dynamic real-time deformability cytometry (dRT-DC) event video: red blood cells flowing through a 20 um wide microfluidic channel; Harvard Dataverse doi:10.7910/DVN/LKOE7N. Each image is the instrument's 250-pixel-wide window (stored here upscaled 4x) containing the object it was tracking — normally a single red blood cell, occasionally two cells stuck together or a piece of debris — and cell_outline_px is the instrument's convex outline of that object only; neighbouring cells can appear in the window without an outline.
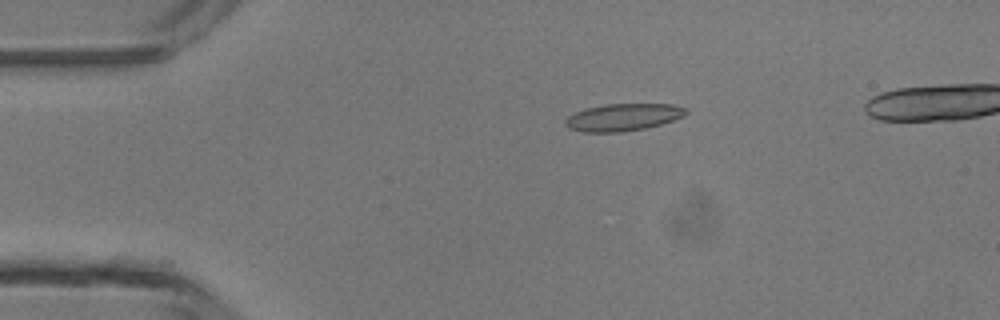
{"species": "common noctule bat (a hibernating species)", "species_latin": "Nyctalus noctula", "temperature_condition": "room temperature", "stored_images_in_passage": 3, "camera_frame_rate_fps": 3000, "um_per_image_px": 0.085, "animal": {"sex": "male", "body_mass_g": 13.3}, "frame": {"image": 1, "passage_image": 1, "time_ms": 0.0, "image_size_px": [1000, 320], "cell_outline_px": [[688, 112], [684, 116], [660, 124], [644, 128], [620, 132], [580, 132], [568, 128], [564, 124], [564, 120], [568, 116], [576, 112], [588, 108], [604, 104], [672, 104], [688, 108]], "centroid_in_image_um": [52.95, 9.96], "position_along_channel_um": 32.1, "area_um2": 19.13}}